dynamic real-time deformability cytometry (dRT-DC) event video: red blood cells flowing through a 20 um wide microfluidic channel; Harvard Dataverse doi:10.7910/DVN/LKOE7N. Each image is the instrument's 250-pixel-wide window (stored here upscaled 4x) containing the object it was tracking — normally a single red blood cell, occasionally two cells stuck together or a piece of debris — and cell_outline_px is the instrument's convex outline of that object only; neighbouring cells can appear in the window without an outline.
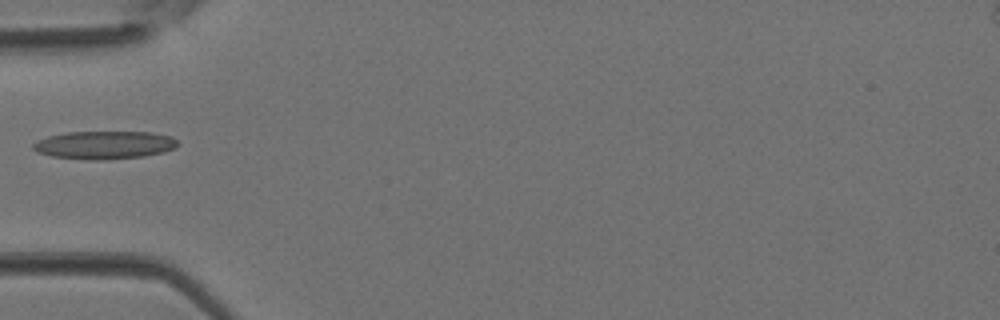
{"species": "Egyptian fruit bat (a non-hibernating species)", "species_latin": "Rousettus aegyptiacus", "temperature_condition": "room temperature", "stored_images_in_passage": 1, "camera_frame_rate_fps": 3000, "um_per_image_px": 0.085, "animal": {"sex": "female"}, "frame": {"image": 1, "passage_image": 1, "time_ms": 0.0, "image_size_px": [1000, 320], "cell_outline_px": [[176, 148], [164, 152], [144, 156], [104, 160], [92, 160], [52, 156], [40, 152], [32, 148], [32, 144], [36, 140], [48, 136], [68, 132], [152, 132], [172, 136], [176, 140]], "centroid_in_image_um": [8.88, 12.32], "position_along_channel_um": 76.1, "area_um2": 23.58}}